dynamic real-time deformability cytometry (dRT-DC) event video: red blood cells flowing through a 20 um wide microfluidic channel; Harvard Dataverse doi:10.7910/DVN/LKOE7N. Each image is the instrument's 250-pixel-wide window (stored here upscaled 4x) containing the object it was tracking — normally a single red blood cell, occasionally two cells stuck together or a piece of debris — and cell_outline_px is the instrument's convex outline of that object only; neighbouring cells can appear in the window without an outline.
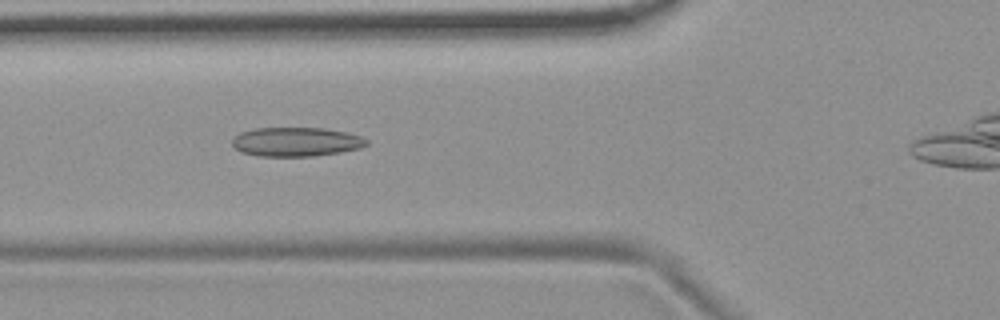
{"species": "common noctule bat (a hibernating species)", "species_latin": "Nyctalus noctula", "temperature_condition": "room temperature", "stored_images_in_passage": 29, "camera_frame_rate_fps": 3000, "um_per_image_px": 0.085, "animal": {"sex": "female", "body_mass_g": 19.9}, "frame": {"image": 1, "passage_image": 4, "time_ms": 1.0, "image_size_px": [1000, 320], "cell_outline_px": [[368, 144], [360, 148], [340, 152], [312, 156], [260, 156], [240, 152], [232, 144], [232, 140], [240, 132], [256, 128], [324, 128], [348, 132], [360, 136], [368, 140]], "centroid_in_image_um": [25.18, 12.05], "position_along_channel_um": 100.6, "area_um2": 22.77}}
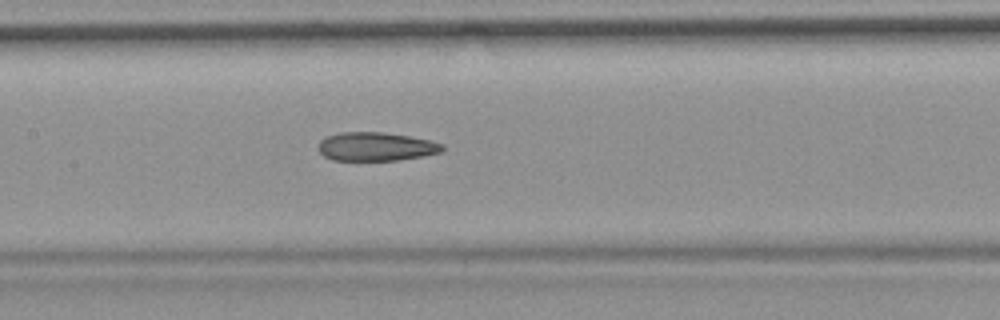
{"frame": {"image": 2, "passage_image": 10, "time_ms": 3.0, "image_size_px": [1000, 320], "cell_outline_px": [[444, 148], [440, 152], [424, 156], [396, 160], [332, 160], [324, 156], [320, 152], [320, 140], [324, 136], [340, 132], [384, 132], [408, 136], [428, 140], [444, 144]], "centroid_in_image_um": [31.94, 12.45], "position_along_channel_um": 175.5, "area_um2": 20.63}}
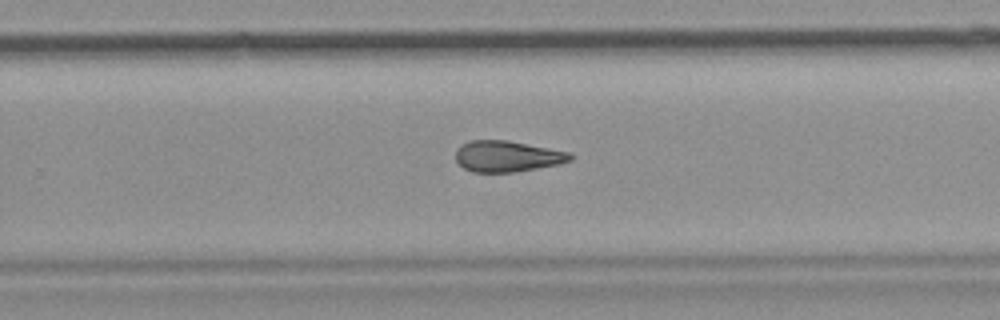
{"frame": {"image": 3, "passage_image": 19, "time_ms": 6.0, "image_size_px": [1000, 320], "cell_outline_px": [[572, 160], [560, 164], [512, 172], [472, 172], [464, 168], [456, 160], [456, 148], [460, 144], [472, 140], [508, 140], [568, 152], [572, 156]], "centroid_in_image_um": [43.08, 13.28], "position_along_channel_um": 286.7, "area_um2": 20.63}}